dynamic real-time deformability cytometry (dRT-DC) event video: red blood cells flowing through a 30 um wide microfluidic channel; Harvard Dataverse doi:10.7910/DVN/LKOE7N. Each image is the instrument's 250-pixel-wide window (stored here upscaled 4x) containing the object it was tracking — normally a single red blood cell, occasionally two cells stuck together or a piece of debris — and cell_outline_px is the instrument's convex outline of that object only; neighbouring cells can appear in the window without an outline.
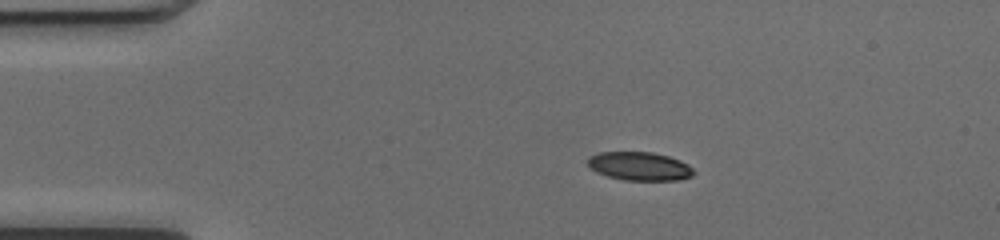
{"species": "common noctule bat (a hibernating species)", "species_latin": "Nyctalus noctula", "temperature_condition": "cold", "stored_images_in_passage": 42, "camera_frame_rate_fps": 3000, "um_per_image_px": 0.085, "animal": {"sex": "female", "body_mass_g": 17.0, "forearm_length_mm": 48.0}, "frame": {"image": 1, "passage_image": 1, "time_ms": 0.0, "image_size_px": [1000, 240], "cell_outline_px": [[696, 172], [692, 176], [680, 180], [624, 180], [608, 176], [596, 172], [588, 164], [588, 156], [600, 152], [652, 152], [668, 156], [680, 160], [688, 164]], "centroid_in_image_um": [54.39, 14.13], "position_along_channel_um": 30.6, "area_um2": 17.63}}
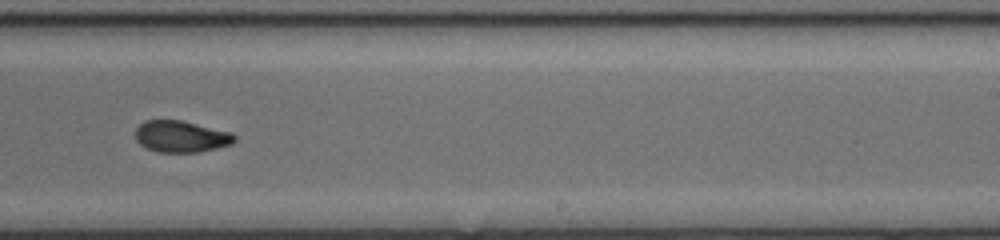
{"frame": {"image": 2, "passage_image": 23, "time_ms": 7.333, "image_size_px": [1000, 240], "cell_outline_px": [[236, 140], [232, 144], [200, 152], [156, 152], [140, 144], [136, 140], [136, 128], [144, 120], [180, 120], [232, 132], [236, 136]], "centroid_in_image_um": [15.41, 11.6], "position_along_channel_um": 273.6, "area_um2": 18.26}}
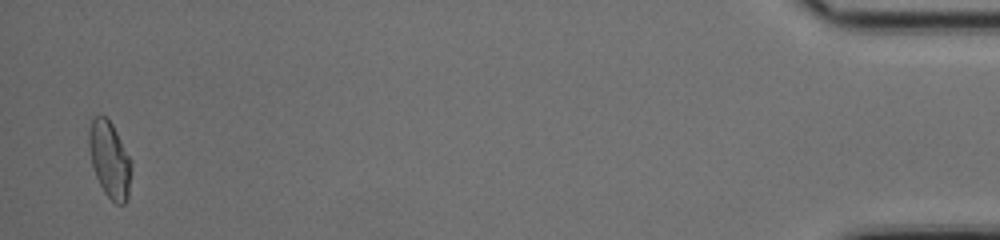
{"frame": {"image": 3, "passage_image": 41, "time_ms": 13.333, "image_size_px": [1000, 240], "cell_outline_px": [[132, 168], [128, 196], [124, 204], [116, 204], [104, 192], [96, 176], [92, 164], [88, 148], [88, 132], [92, 120], [96, 116], [104, 116], [112, 124], [132, 160]], "centroid_in_image_um": [9.33, 13.57], "position_along_channel_um": 425.9, "area_um2": 18.84}, "authors_computed_cell_mechanics": {"area_um2": 18.5827, "velocity_mm_per_s": 4.0682, "shape_relaxation_time_tau1_ms": null, "shape_relaxation_time_tau2_ms": 2.5069, "deformation_change_tau1": null, "deformation_change_tau2": 0.0703}}